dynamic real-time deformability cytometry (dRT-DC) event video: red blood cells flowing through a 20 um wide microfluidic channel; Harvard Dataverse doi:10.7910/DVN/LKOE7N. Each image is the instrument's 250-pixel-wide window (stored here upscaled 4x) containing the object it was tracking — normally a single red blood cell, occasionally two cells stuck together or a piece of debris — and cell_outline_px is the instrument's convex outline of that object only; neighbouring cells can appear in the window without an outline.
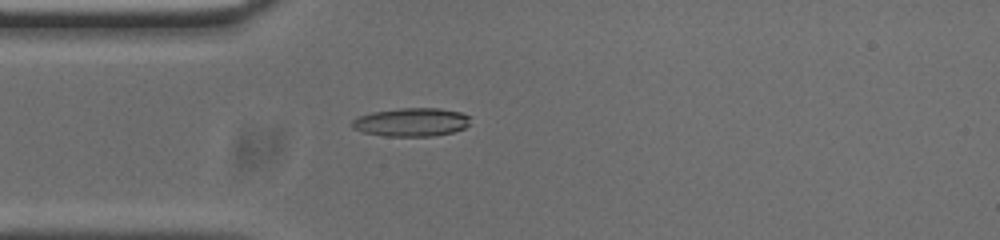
{"species": "common noctule bat (a hibernating species)", "species_latin": "Nyctalus noctula", "temperature_condition": "cold", "stored_images_in_passage": 52, "camera_frame_rate_fps": 3000, "um_per_image_px": 0.085, "animal": {"sex": "male", "body_mass_g": 20.0, "forearm_length_mm": 53.3}, "frame": {"image": 1, "passage_image": 13, "time_ms": 4.0, "image_size_px": [1000, 240], "cell_outline_px": [[468, 124], [464, 128], [452, 132], [432, 136], [384, 136], [364, 132], [352, 128], [352, 120], [356, 116], [372, 112], [400, 108], [440, 108], [460, 112], [468, 116]], "centroid_in_image_um": [34.92, 10.38], "position_along_channel_um": 50.1, "area_um2": 19.54}}
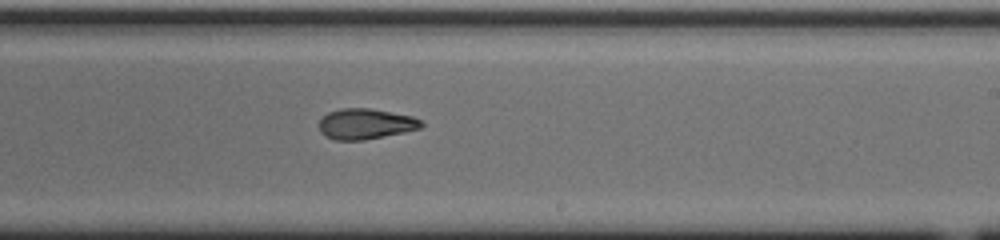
{"frame": {"image": 2, "passage_image": 30, "time_ms": 9.667, "image_size_px": [1000, 240], "cell_outline_px": [[424, 124], [420, 128], [404, 132], [364, 140], [336, 140], [324, 136], [320, 132], [320, 120], [328, 112], [340, 108], [372, 108], [412, 116], [420, 120]], "centroid_in_image_um": [31.06, 10.53], "position_along_channel_um": 257.9, "area_um2": 18.21}}
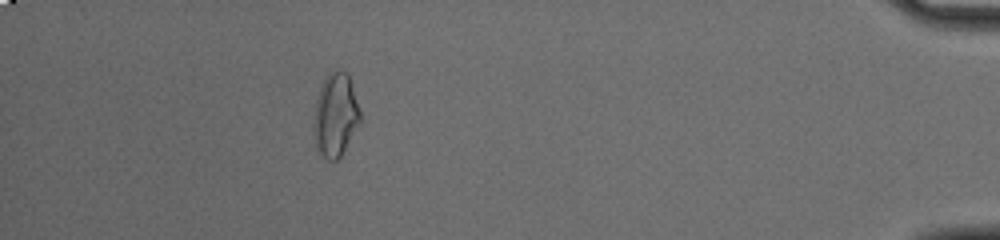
{"frame": {"image": 3, "passage_image": 47, "time_ms": 15.333, "image_size_px": [1000, 240], "cell_outline_px": [[360, 120], [340, 156], [336, 160], [324, 160], [316, 152], [312, 128], [312, 124], [316, 96], [324, 80], [332, 72], [340, 68], [348, 72], [360, 112]], "centroid_in_image_um": [28.45, 9.8], "position_along_channel_um": 406.7, "area_um2": 22.72}, "authors_computed_cell_mechanics": {"area_um2": 18.5827, "velocity_mm_per_s": 3.7588, "shape_relaxation_time_tau1_ms": 5.5766, "shape_relaxation_time_tau2_ms": 3.6982, "deformation_change_tau1": 0.1803, "deformation_change_tau2": 0.1137}}